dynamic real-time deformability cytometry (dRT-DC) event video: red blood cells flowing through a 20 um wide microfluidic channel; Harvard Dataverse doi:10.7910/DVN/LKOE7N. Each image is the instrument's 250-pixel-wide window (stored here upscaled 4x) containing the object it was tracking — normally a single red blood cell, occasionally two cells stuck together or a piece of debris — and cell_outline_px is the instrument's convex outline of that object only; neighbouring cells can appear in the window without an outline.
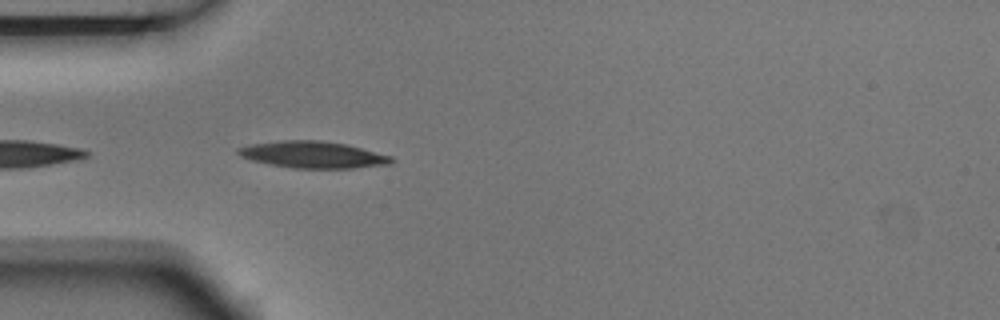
{"species": "Egyptian fruit bat (a non-hibernating species)", "species_latin": "Rousettus aegyptiacus", "temperature_condition": "room temperature", "stored_images_in_passage": 4, "camera_frame_rate_fps": 3000, "um_per_image_px": 0.085, "animal": {"sex": "male"}, "frame": {"image": 1, "passage_image": 4, "time_ms": 1.0, "image_size_px": [1000, 320], "cell_outline_px": [[396, 160], [388, 164], [352, 168], [292, 168], [268, 164], [252, 160], [240, 156], [236, 152], [236, 148], [252, 144], [280, 140], [320, 140], [348, 144], [392, 156]], "centroid_in_image_um": [26.6, 13.14], "position_along_channel_um": 58.4, "area_um2": 23.99}}